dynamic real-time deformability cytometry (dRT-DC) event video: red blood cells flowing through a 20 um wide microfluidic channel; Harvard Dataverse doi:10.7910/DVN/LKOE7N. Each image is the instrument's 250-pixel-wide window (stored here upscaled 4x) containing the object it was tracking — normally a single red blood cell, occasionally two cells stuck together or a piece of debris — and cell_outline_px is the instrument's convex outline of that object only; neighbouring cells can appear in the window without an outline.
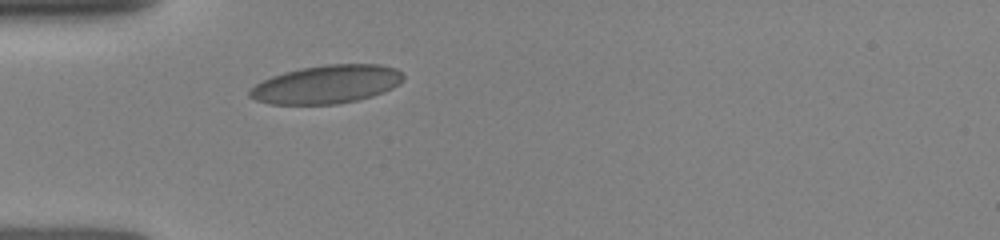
{"species": "human", "species_latin": "Homo sapiens", "temperature_condition": "room temperature", "stored_images_in_passage": 8, "camera_frame_rate_fps": 3000, "um_per_image_px": 0.085, "donor": {"sex": "female"}, "frame": {"image": 1, "passage_image": 1, "time_ms": 0.0, "image_size_px": [1000, 240], "cell_outline_px": [[404, 80], [400, 84], [384, 92], [372, 96], [356, 100], [336, 104], [268, 104], [256, 100], [248, 96], [248, 92], [256, 84], [272, 76], [284, 72], [300, 68], [324, 64], [380, 64], [396, 68], [404, 76]], "centroid_in_image_um": [27.78, 7.16], "position_along_channel_um": 57.2, "area_um2": 34.39}}
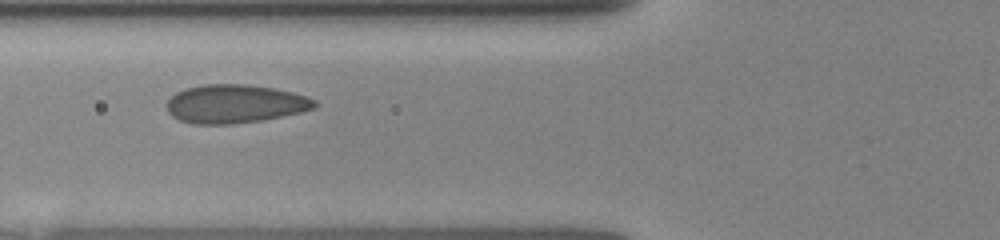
{"frame": {"image": 2, "passage_image": 4, "time_ms": 1.333, "image_size_px": [1000, 240], "cell_outline_px": [[316, 108], [300, 112], [260, 120], [232, 124], [192, 124], [180, 120], [172, 116], [168, 112], [168, 100], [176, 92], [188, 88], [204, 84], [248, 84], [272, 88], [292, 92], [316, 100]], "centroid_in_image_um": [19.96, 8.83], "position_along_channel_um": 105.8, "area_um2": 32.89}}
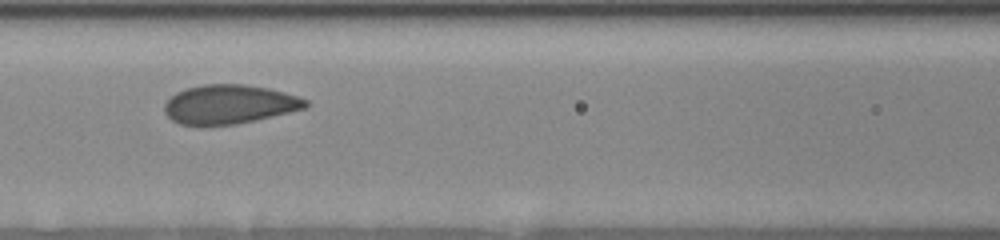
{"frame": {"image": 3, "passage_image": 7, "time_ms": 2.333, "image_size_px": [1000, 240], "cell_outline_px": [[308, 104], [304, 108], [256, 120], [236, 124], [200, 128], [180, 124], [172, 120], [164, 112], [164, 104], [176, 92], [184, 88], [204, 84], [244, 84], [268, 88], [284, 92], [308, 100]], "centroid_in_image_um": [19.42, 8.89], "position_along_channel_um": 147.2, "area_um2": 32.6}}